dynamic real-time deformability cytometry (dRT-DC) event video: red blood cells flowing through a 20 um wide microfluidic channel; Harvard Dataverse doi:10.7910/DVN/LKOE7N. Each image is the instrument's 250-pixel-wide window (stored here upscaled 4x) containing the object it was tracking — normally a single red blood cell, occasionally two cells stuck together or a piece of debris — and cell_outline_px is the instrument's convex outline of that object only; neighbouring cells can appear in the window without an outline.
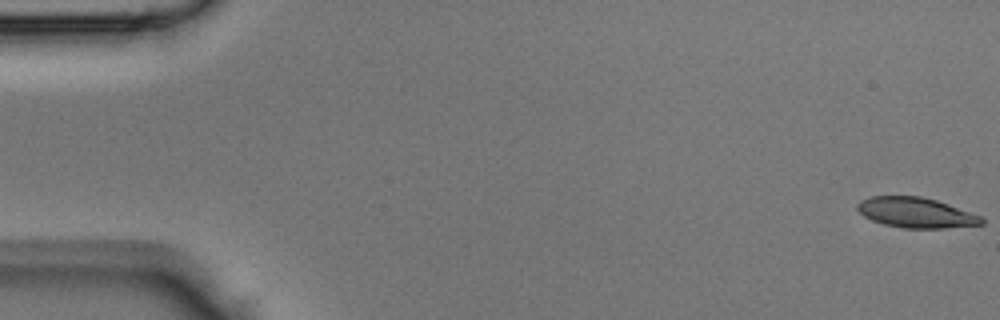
{"species": "Egyptian fruit bat (a non-hibernating species)", "species_latin": "Rousettus aegyptiacus", "temperature_condition": "room temperature", "stored_images_in_passage": 44, "camera_frame_rate_fps": 3000, "um_per_image_px": 0.085, "animal": {"sex": "male"}, "frame": {"image": 1, "passage_image": 1, "time_ms": 0.0, "image_size_px": [1000, 320], "cell_outline_px": [[984, 224], [944, 228], [904, 228], [884, 224], [872, 220], [864, 216], [856, 208], [856, 204], [860, 200], [868, 196], [920, 196], [936, 200], [948, 204], [980, 216], [984, 220]], "centroid_in_image_um": [77.81, 18.07], "position_along_channel_um": 7.2, "area_um2": 21.79}}
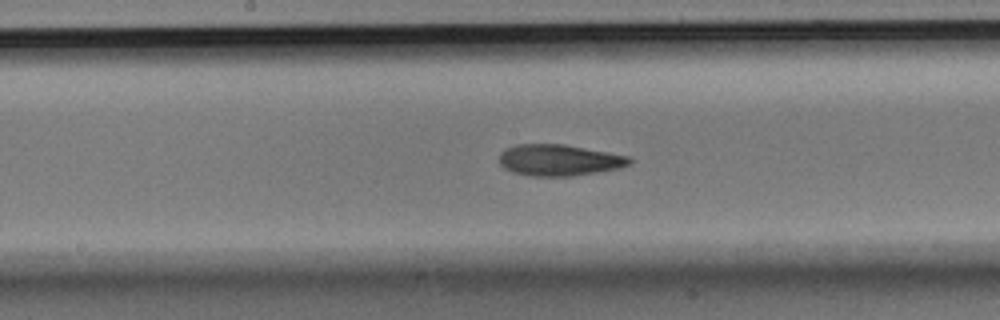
{"frame": {"image": 2, "passage_image": 23, "time_ms": 7.333, "image_size_px": [1000, 320], "cell_outline_px": [[632, 164], [616, 168], [596, 172], [572, 176], [532, 176], [512, 172], [504, 168], [500, 164], [500, 152], [504, 148], [516, 144], [564, 144], [632, 156]], "centroid_in_image_um": [47.52, 13.6], "position_along_channel_um": 200.7, "area_um2": 23.93}}
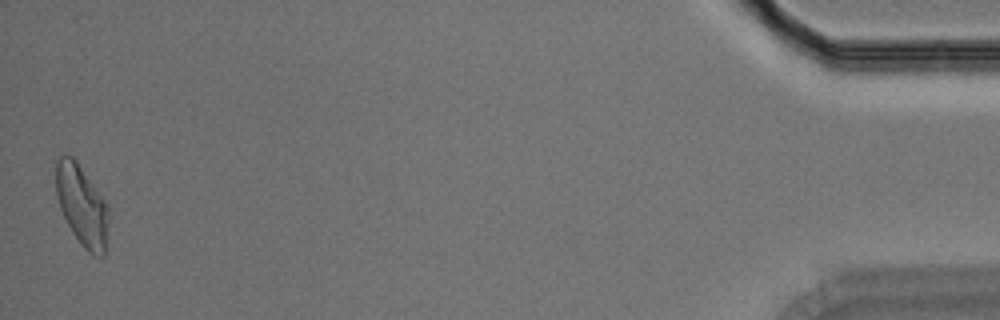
{"frame": {"image": 3, "passage_image": 44, "time_ms": 14.333, "image_size_px": [1000, 320], "cell_outline_px": [[108, 216], [104, 256], [100, 256], [88, 252], [84, 248], [72, 232], [60, 208], [56, 192], [56, 160], [64, 152], [72, 156], [76, 160], [108, 204]], "centroid_in_image_um": [6.95, 17.41], "position_along_channel_um": 428.3, "area_um2": 24.57}}